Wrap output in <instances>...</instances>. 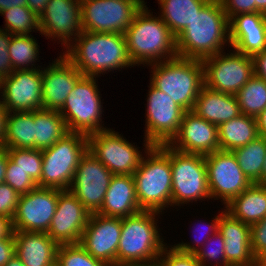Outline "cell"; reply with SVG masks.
Returning <instances> with one entry per match:
<instances>
[{"label": "cell", "instance_id": "1", "mask_svg": "<svg viewBox=\"0 0 266 266\" xmlns=\"http://www.w3.org/2000/svg\"><path fill=\"white\" fill-rule=\"evenodd\" d=\"M83 76L134 67L124 34L82 31L62 53ZM100 73V74H99Z\"/></svg>", "mask_w": 266, "mask_h": 266}, {"label": "cell", "instance_id": "2", "mask_svg": "<svg viewBox=\"0 0 266 266\" xmlns=\"http://www.w3.org/2000/svg\"><path fill=\"white\" fill-rule=\"evenodd\" d=\"M226 42L230 45L228 17L220 0H210L176 37V50L179 57L204 60L224 51Z\"/></svg>", "mask_w": 266, "mask_h": 266}, {"label": "cell", "instance_id": "3", "mask_svg": "<svg viewBox=\"0 0 266 266\" xmlns=\"http://www.w3.org/2000/svg\"><path fill=\"white\" fill-rule=\"evenodd\" d=\"M143 146L146 157L133 174L136 196L141 210L161 213L165 207H172L170 146L148 141Z\"/></svg>", "mask_w": 266, "mask_h": 266}, {"label": "cell", "instance_id": "4", "mask_svg": "<svg viewBox=\"0 0 266 266\" xmlns=\"http://www.w3.org/2000/svg\"><path fill=\"white\" fill-rule=\"evenodd\" d=\"M124 35L134 66H148L178 56L176 37L159 16L153 17L146 3L137 12Z\"/></svg>", "mask_w": 266, "mask_h": 266}, {"label": "cell", "instance_id": "5", "mask_svg": "<svg viewBox=\"0 0 266 266\" xmlns=\"http://www.w3.org/2000/svg\"><path fill=\"white\" fill-rule=\"evenodd\" d=\"M149 66H152L150 83L184 111H191L204 86L202 60L177 56Z\"/></svg>", "mask_w": 266, "mask_h": 266}, {"label": "cell", "instance_id": "6", "mask_svg": "<svg viewBox=\"0 0 266 266\" xmlns=\"http://www.w3.org/2000/svg\"><path fill=\"white\" fill-rule=\"evenodd\" d=\"M158 214L160 213L141 210L122 218L117 266L158 259L167 244L158 231Z\"/></svg>", "mask_w": 266, "mask_h": 266}, {"label": "cell", "instance_id": "7", "mask_svg": "<svg viewBox=\"0 0 266 266\" xmlns=\"http://www.w3.org/2000/svg\"><path fill=\"white\" fill-rule=\"evenodd\" d=\"M87 150V135L78 132H68L53 146L42 150V175L38 187L69 190Z\"/></svg>", "mask_w": 266, "mask_h": 266}, {"label": "cell", "instance_id": "8", "mask_svg": "<svg viewBox=\"0 0 266 266\" xmlns=\"http://www.w3.org/2000/svg\"><path fill=\"white\" fill-rule=\"evenodd\" d=\"M96 82V77L82 76L66 98L59 113L69 132L90 135L110 129L102 124L104 111Z\"/></svg>", "mask_w": 266, "mask_h": 266}, {"label": "cell", "instance_id": "9", "mask_svg": "<svg viewBox=\"0 0 266 266\" xmlns=\"http://www.w3.org/2000/svg\"><path fill=\"white\" fill-rule=\"evenodd\" d=\"M172 206L211 199L205 157L170 147Z\"/></svg>", "mask_w": 266, "mask_h": 266}, {"label": "cell", "instance_id": "10", "mask_svg": "<svg viewBox=\"0 0 266 266\" xmlns=\"http://www.w3.org/2000/svg\"><path fill=\"white\" fill-rule=\"evenodd\" d=\"M83 31L125 34L142 0H80Z\"/></svg>", "mask_w": 266, "mask_h": 266}, {"label": "cell", "instance_id": "11", "mask_svg": "<svg viewBox=\"0 0 266 266\" xmlns=\"http://www.w3.org/2000/svg\"><path fill=\"white\" fill-rule=\"evenodd\" d=\"M219 52L202 60L204 85L214 91L236 95L254 76L252 56L234 49L233 53Z\"/></svg>", "mask_w": 266, "mask_h": 266}, {"label": "cell", "instance_id": "12", "mask_svg": "<svg viewBox=\"0 0 266 266\" xmlns=\"http://www.w3.org/2000/svg\"><path fill=\"white\" fill-rule=\"evenodd\" d=\"M88 151L114 175H133L138 169L142 152L113 129L87 135Z\"/></svg>", "mask_w": 266, "mask_h": 266}, {"label": "cell", "instance_id": "13", "mask_svg": "<svg viewBox=\"0 0 266 266\" xmlns=\"http://www.w3.org/2000/svg\"><path fill=\"white\" fill-rule=\"evenodd\" d=\"M149 84L144 142L169 144L179 131L185 111L169 95Z\"/></svg>", "mask_w": 266, "mask_h": 266}, {"label": "cell", "instance_id": "14", "mask_svg": "<svg viewBox=\"0 0 266 266\" xmlns=\"http://www.w3.org/2000/svg\"><path fill=\"white\" fill-rule=\"evenodd\" d=\"M204 157L211 199H222L226 206L252 184L232 151L218 150Z\"/></svg>", "mask_w": 266, "mask_h": 266}, {"label": "cell", "instance_id": "15", "mask_svg": "<svg viewBox=\"0 0 266 266\" xmlns=\"http://www.w3.org/2000/svg\"><path fill=\"white\" fill-rule=\"evenodd\" d=\"M113 175L87 150L76 168L69 191L90 213H96L103 204Z\"/></svg>", "mask_w": 266, "mask_h": 266}, {"label": "cell", "instance_id": "16", "mask_svg": "<svg viewBox=\"0 0 266 266\" xmlns=\"http://www.w3.org/2000/svg\"><path fill=\"white\" fill-rule=\"evenodd\" d=\"M63 190L36 187L20 195L12 219L13 231L47 233Z\"/></svg>", "mask_w": 266, "mask_h": 266}, {"label": "cell", "instance_id": "17", "mask_svg": "<svg viewBox=\"0 0 266 266\" xmlns=\"http://www.w3.org/2000/svg\"><path fill=\"white\" fill-rule=\"evenodd\" d=\"M0 91V100L7 112L42 109L40 68L13 71L0 81Z\"/></svg>", "mask_w": 266, "mask_h": 266}, {"label": "cell", "instance_id": "18", "mask_svg": "<svg viewBox=\"0 0 266 266\" xmlns=\"http://www.w3.org/2000/svg\"><path fill=\"white\" fill-rule=\"evenodd\" d=\"M122 218L91 213L79 244L95 259L117 266Z\"/></svg>", "mask_w": 266, "mask_h": 266}, {"label": "cell", "instance_id": "19", "mask_svg": "<svg viewBox=\"0 0 266 266\" xmlns=\"http://www.w3.org/2000/svg\"><path fill=\"white\" fill-rule=\"evenodd\" d=\"M91 213L69 190H63L47 234L58 245L79 244Z\"/></svg>", "mask_w": 266, "mask_h": 266}, {"label": "cell", "instance_id": "20", "mask_svg": "<svg viewBox=\"0 0 266 266\" xmlns=\"http://www.w3.org/2000/svg\"><path fill=\"white\" fill-rule=\"evenodd\" d=\"M39 28L40 34L67 48L83 31L80 0H50L39 17Z\"/></svg>", "mask_w": 266, "mask_h": 266}, {"label": "cell", "instance_id": "21", "mask_svg": "<svg viewBox=\"0 0 266 266\" xmlns=\"http://www.w3.org/2000/svg\"><path fill=\"white\" fill-rule=\"evenodd\" d=\"M168 145L183 153L209 155L219 150L218 126L185 111L179 131Z\"/></svg>", "mask_w": 266, "mask_h": 266}, {"label": "cell", "instance_id": "22", "mask_svg": "<svg viewBox=\"0 0 266 266\" xmlns=\"http://www.w3.org/2000/svg\"><path fill=\"white\" fill-rule=\"evenodd\" d=\"M42 109L60 111L66 98L83 74L64 56L41 70Z\"/></svg>", "mask_w": 266, "mask_h": 266}, {"label": "cell", "instance_id": "23", "mask_svg": "<svg viewBox=\"0 0 266 266\" xmlns=\"http://www.w3.org/2000/svg\"><path fill=\"white\" fill-rule=\"evenodd\" d=\"M218 231L224 239L225 256L229 266H259L251 249V226L223 209L220 213Z\"/></svg>", "mask_w": 266, "mask_h": 266}, {"label": "cell", "instance_id": "24", "mask_svg": "<svg viewBox=\"0 0 266 266\" xmlns=\"http://www.w3.org/2000/svg\"><path fill=\"white\" fill-rule=\"evenodd\" d=\"M230 46L245 55L266 50V14L242 13L229 20Z\"/></svg>", "mask_w": 266, "mask_h": 266}, {"label": "cell", "instance_id": "25", "mask_svg": "<svg viewBox=\"0 0 266 266\" xmlns=\"http://www.w3.org/2000/svg\"><path fill=\"white\" fill-rule=\"evenodd\" d=\"M15 254L24 266H56L59 245L43 232L13 231Z\"/></svg>", "mask_w": 266, "mask_h": 266}, {"label": "cell", "instance_id": "26", "mask_svg": "<svg viewBox=\"0 0 266 266\" xmlns=\"http://www.w3.org/2000/svg\"><path fill=\"white\" fill-rule=\"evenodd\" d=\"M140 211L133 175H113L103 204L96 213L123 218Z\"/></svg>", "mask_w": 266, "mask_h": 266}, {"label": "cell", "instance_id": "27", "mask_svg": "<svg viewBox=\"0 0 266 266\" xmlns=\"http://www.w3.org/2000/svg\"><path fill=\"white\" fill-rule=\"evenodd\" d=\"M191 111L216 126L241 114L236 95L214 91L205 85L201 88Z\"/></svg>", "mask_w": 266, "mask_h": 266}, {"label": "cell", "instance_id": "28", "mask_svg": "<svg viewBox=\"0 0 266 266\" xmlns=\"http://www.w3.org/2000/svg\"><path fill=\"white\" fill-rule=\"evenodd\" d=\"M234 218L252 226L266 217V185L251 184L225 207Z\"/></svg>", "mask_w": 266, "mask_h": 266}, {"label": "cell", "instance_id": "29", "mask_svg": "<svg viewBox=\"0 0 266 266\" xmlns=\"http://www.w3.org/2000/svg\"><path fill=\"white\" fill-rule=\"evenodd\" d=\"M219 150L233 151L255 140L258 134L255 117L240 114L218 126Z\"/></svg>", "mask_w": 266, "mask_h": 266}, {"label": "cell", "instance_id": "30", "mask_svg": "<svg viewBox=\"0 0 266 266\" xmlns=\"http://www.w3.org/2000/svg\"><path fill=\"white\" fill-rule=\"evenodd\" d=\"M159 17L177 37L210 0H158Z\"/></svg>", "mask_w": 266, "mask_h": 266}, {"label": "cell", "instance_id": "31", "mask_svg": "<svg viewBox=\"0 0 266 266\" xmlns=\"http://www.w3.org/2000/svg\"><path fill=\"white\" fill-rule=\"evenodd\" d=\"M68 132L65 120L59 111L34 110V149H47Z\"/></svg>", "mask_w": 266, "mask_h": 266}, {"label": "cell", "instance_id": "32", "mask_svg": "<svg viewBox=\"0 0 266 266\" xmlns=\"http://www.w3.org/2000/svg\"><path fill=\"white\" fill-rule=\"evenodd\" d=\"M2 147L34 149V111L8 112Z\"/></svg>", "mask_w": 266, "mask_h": 266}, {"label": "cell", "instance_id": "33", "mask_svg": "<svg viewBox=\"0 0 266 266\" xmlns=\"http://www.w3.org/2000/svg\"><path fill=\"white\" fill-rule=\"evenodd\" d=\"M232 152L249 181L252 184L261 185V172L266 156V139L258 136L247 145L236 148Z\"/></svg>", "mask_w": 266, "mask_h": 266}, {"label": "cell", "instance_id": "34", "mask_svg": "<svg viewBox=\"0 0 266 266\" xmlns=\"http://www.w3.org/2000/svg\"><path fill=\"white\" fill-rule=\"evenodd\" d=\"M38 55L39 45L31 34L11 36L9 57L13 71L35 69L36 66L34 64L39 58Z\"/></svg>", "mask_w": 266, "mask_h": 266}, {"label": "cell", "instance_id": "35", "mask_svg": "<svg viewBox=\"0 0 266 266\" xmlns=\"http://www.w3.org/2000/svg\"><path fill=\"white\" fill-rule=\"evenodd\" d=\"M241 114L257 117L266 108V81L253 76L236 94Z\"/></svg>", "mask_w": 266, "mask_h": 266}, {"label": "cell", "instance_id": "36", "mask_svg": "<svg viewBox=\"0 0 266 266\" xmlns=\"http://www.w3.org/2000/svg\"><path fill=\"white\" fill-rule=\"evenodd\" d=\"M5 16V28L12 35H29L32 30L40 31L39 18L28 7L18 6L1 11Z\"/></svg>", "mask_w": 266, "mask_h": 266}, {"label": "cell", "instance_id": "37", "mask_svg": "<svg viewBox=\"0 0 266 266\" xmlns=\"http://www.w3.org/2000/svg\"><path fill=\"white\" fill-rule=\"evenodd\" d=\"M9 159L38 184L42 175V150L7 148Z\"/></svg>", "mask_w": 266, "mask_h": 266}, {"label": "cell", "instance_id": "38", "mask_svg": "<svg viewBox=\"0 0 266 266\" xmlns=\"http://www.w3.org/2000/svg\"><path fill=\"white\" fill-rule=\"evenodd\" d=\"M56 266H109L95 259L80 244L59 245Z\"/></svg>", "mask_w": 266, "mask_h": 266}, {"label": "cell", "instance_id": "39", "mask_svg": "<svg viewBox=\"0 0 266 266\" xmlns=\"http://www.w3.org/2000/svg\"><path fill=\"white\" fill-rule=\"evenodd\" d=\"M224 244L222 234L217 231L202 245L201 249L195 255L203 266H211L209 264L213 260L215 261V265L212 266H229L226 261Z\"/></svg>", "mask_w": 266, "mask_h": 266}, {"label": "cell", "instance_id": "40", "mask_svg": "<svg viewBox=\"0 0 266 266\" xmlns=\"http://www.w3.org/2000/svg\"><path fill=\"white\" fill-rule=\"evenodd\" d=\"M5 183L13 188L19 195L26 194L38 187L31 177L26 174L25 171L16 167L10 159H8L6 167Z\"/></svg>", "mask_w": 266, "mask_h": 266}, {"label": "cell", "instance_id": "41", "mask_svg": "<svg viewBox=\"0 0 266 266\" xmlns=\"http://www.w3.org/2000/svg\"><path fill=\"white\" fill-rule=\"evenodd\" d=\"M158 259L162 266H203L195 254L179 251L173 245L165 246Z\"/></svg>", "mask_w": 266, "mask_h": 266}, {"label": "cell", "instance_id": "42", "mask_svg": "<svg viewBox=\"0 0 266 266\" xmlns=\"http://www.w3.org/2000/svg\"><path fill=\"white\" fill-rule=\"evenodd\" d=\"M251 249L259 262L266 255V217L251 226Z\"/></svg>", "mask_w": 266, "mask_h": 266}, {"label": "cell", "instance_id": "43", "mask_svg": "<svg viewBox=\"0 0 266 266\" xmlns=\"http://www.w3.org/2000/svg\"><path fill=\"white\" fill-rule=\"evenodd\" d=\"M219 219H220V213H219V215H217V216H215V218H213V220H212V222H211V224L209 223L208 225H206V223H204V224H200V225H205L204 227V229H205V231L204 230H201V231H204L203 233L204 234H202L200 237H201V239H199L200 237L198 236V238H194V241L193 242H191V243H193V244H190V243H184L183 241H182V243H179V244H174L173 246L177 249V250H179V251H183V252H185V253H192V254H195L199 249H201V247H202V245L215 233V232H217L218 231V222H219ZM197 226V225H196ZM199 226V225H198ZM207 226V227H206ZM201 227V226H200ZM197 228V227H196ZM199 228V227H198ZM203 227H201V229H202ZM207 228V229H206ZM200 230V229H199ZM208 230V231H207ZM197 231V230H196ZM200 231V232H201ZM207 231V232H206ZM195 232V231H194ZM212 232V233H211ZM198 233V232H197ZM196 234V233H195ZM200 234V233H199ZM206 234V235H205ZM202 238H204V239H202ZM199 239V240H198ZM200 240H201V242H200ZM196 244H195V243Z\"/></svg>", "mask_w": 266, "mask_h": 266}, {"label": "cell", "instance_id": "44", "mask_svg": "<svg viewBox=\"0 0 266 266\" xmlns=\"http://www.w3.org/2000/svg\"><path fill=\"white\" fill-rule=\"evenodd\" d=\"M20 195L7 183L0 184V215L14 217Z\"/></svg>", "mask_w": 266, "mask_h": 266}, {"label": "cell", "instance_id": "45", "mask_svg": "<svg viewBox=\"0 0 266 266\" xmlns=\"http://www.w3.org/2000/svg\"><path fill=\"white\" fill-rule=\"evenodd\" d=\"M11 36L8 31L0 28V81L13 72L9 57V43Z\"/></svg>", "mask_w": 266, "mask_h": 266}, {"label": "cell", "instance_id": "46", "mask_svg": "<svg viewBox=\"0 0 266 266\" xmlns=\"http://www.w3.org/2000/svg\"><path fill=\"white\" fill-rule=\"evenodd\" d=\"M228 20L242 13H255V0H220Z\"/></svg>", "mask_w": 266, "mask_h": 266}, {"label": "cell", "instance_id": "47", "mask_svg": "<svg viewBox=\"0 0 266 266\" xmlns=\"http://www.w3.org/2000/svg\"><path fill=\"white\" fill-rule=\"evenodd\" d=\"M14 255L15 238L12 233L8 238L0 239V266H5Z\"/></svg>", "mask_w": 266, "mask_h": 266}, {"label": "cell", "instance_id": "48", "mask_svg": "<svg viewBox=\"0 0 266 266\" xmlns=\"http://www.w3.org/2000/svg\"><path fill=\"white\" fill-rule=\"evenodd\" d=\"M254 75L266 81V50L252 56Z\"/></svg>", "mask_w": 266, "mask_h": 266}, {"label": "cell", "instance_id": "49", "mask_svg": "<svg viewBox=\"0 0 266 266\" xmlns=\"http://www.w3.org/2000/svg\"><path fill=\"white\" fill-rule=\"evenodd\" d=\"M12 233V220L4 215H0V239L8 238Z\"/></svg>", "mask_w": 266, "mask_h": 266}, {"label": "cell", "instance_id": "50", "mask_svg": "<svg viewBox=\"0 0 266 266\" xmlns=\"http://www.w3.org/2000/svg\"><path fill=\"white\" fill-rule=\"evenodd\" d=\"M49 1L50 0H27V7L39 18L43 14Z\"/></svg>", "mask_w": 266, "mask_h": 266}, {"label": "cell", "instance_id": "51", "mask_svg": "<svg viewBox=\"0 0 266 266\" xmlns=\"http://www.w3.org/2000/svg\"><path fill=\"white\" fill-rule=\"evenodd\" d=\"M9 155L7 148L0 146V184L5 182L6 167Z\"/></svg>", "mask_w": 266, "mask_h": 266}, {"label": "cell", "instance_id": "52", "mask_svg": "<svg viewBox=\"0 0 266 266\" xmlns=\"http://www.w3.org/2000/svg\"><path fill=\"white\" fill-rule=\"evenodd\" d=\"M7 114L8 112L0 100V146H2L5 137Z\"/></svg>", "mask_w": 266, "mask_h": 266}, {"label": "cell", "instance_id": "53", "mask_svg": "<svg viewBox=\"0 0 266 266\" xmlns=\"http://www.w3.org/2000/svg\"><path fill=\"white\" fill-rule=\"evenodd\" d=\"M258 134L266 139V108L256 117Z\"/></svg>", "mask_w": 266, "mask_h": 266}, {"label": "cell", "instance_id": "54", "mask_svg": "<svg viewBox=\"0 0 266 266\" xmlns=\"http://www.w3.org/2000/svg\"><path fill=\"white\" fill-rule=\"evenodd\" d=\"M18 6L27 7V0H0V12Z\"/></svg>", "mask_w": 266, "mask_h": 266}, {"label": "cell", "instance_id": "55", "mask_svg": "<svg viewBox=\"0 0 266 266\" xmlns=\"http://www.w3.org/2000/svg\"><path fill=\"white\" fill-rule=\"evenodd\" d=\"M121 266H162L159 259H155L147 262L128 263Z\"/></svg>", "mask_w": 266, "mask_h": 266}, {"label": "cell", "instance_id": "56", "mask_svg": "<svg viewBox=\"0 0 266 266\" xmlns=\"http://www.w3.org/2000/svg\"><path fill=\"white\" fill-rule=\"evenodd\" d=\"M256 12L266 14V0H255V13Z\"/></svg>", "mask_w": 266, "mask_h": 266}, {"label": "cell", "instance_id": "57", "mask_svg": "<svg viewBox=\"0 0 266 266\" xmlns=\"http://www.w3.org/2000/svg\"><path fill=\"white\" fill-rule=\"evenodd\" d=\"M5 266H24L23 262L17 257L15 254L6 264Z\"/></svg>", "mask_w": 266, "mask_h": 266}, {"label": "cell", "instance_id": "58", "mask_svg": "<svg viewBox=\"0 0 266 266\" xmlns=\"http://www.w3.org/2000/svg\"><path fill=\"white\" fill-rule=\"evenodd\" d=\"M261 185H266V156L264 160L263 169L261 172Z\"/></svg>", "mask_w": 266, "mask_h": 266}, {"label": "cell", "instance_id": "59", "mask_svg": "<svg viewBox=\"0 0 266 266\" xmlns=\"http://www.w3.org/2000/svg\"><path fill=\"white\" fill-rule=\"evenodd\" d=\"M259 266H266V255L259 261Z\"/></svg>", "mask_w": 266, "mask_h": 266}]
</instances>
